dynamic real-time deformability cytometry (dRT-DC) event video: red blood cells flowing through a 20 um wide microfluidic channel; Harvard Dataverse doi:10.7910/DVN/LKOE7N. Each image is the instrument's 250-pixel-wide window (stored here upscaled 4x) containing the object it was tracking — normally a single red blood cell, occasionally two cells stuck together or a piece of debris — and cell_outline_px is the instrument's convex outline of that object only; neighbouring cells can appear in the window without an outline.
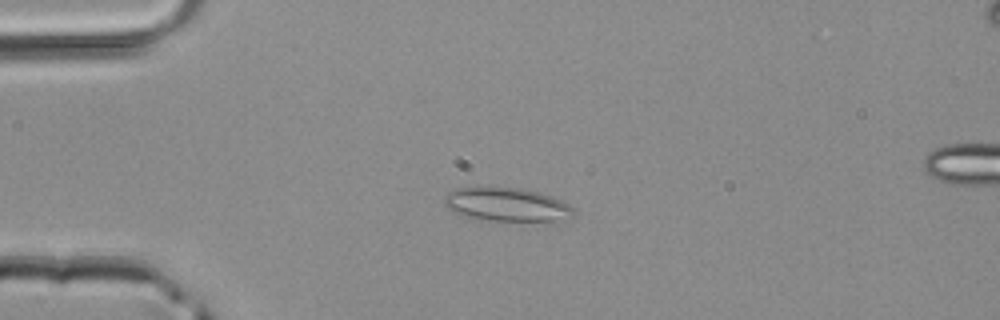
{"species": "common noctule bat (a hibernating species)", "species_latin": "Nyctalus noctula", "temperature_condition": "room temperature", "stored_images_in_passage": 34, "camera_frame_rate_fps": 3000, "um_per_image_px": 0.085, "animal": {"sex": "male", "body_mass_g": 20.4}, "frame": {"image": 1, "passage_image": 1, "time_ms": 0.0, "image_size_px": [1000, 320], "cell_outline_px": [[576, 212], [552, 220], [476, 220], [460, 216], [448, 208], [444, 204], [444, 196], [448, 192], [460, 188], [524, 188], [540, 192], [560, 200], [568, 204]], "centroid_in_image_um": [42.96, 17.38], "position_along_channel_um": 42.0, "area_um2": 24.8}}
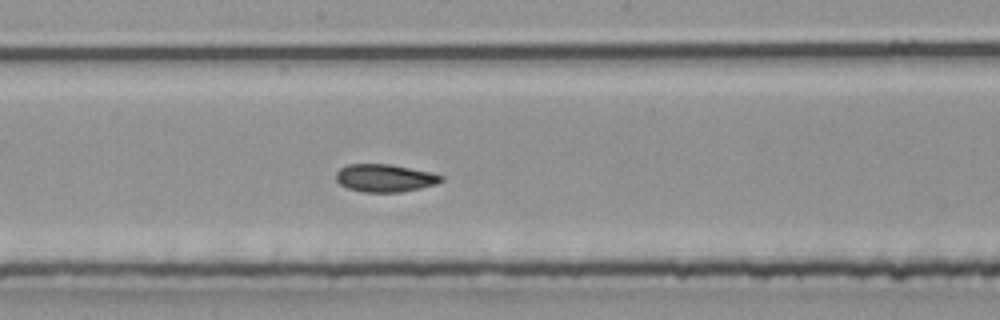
{"frame": {"image": 2, "passage_image": 14, "time_ms": 4.333, "image_size_px": [1000, 320], "cell_outline_px": [[444, 180], [436, 184], [420, 188], [400, 192], [364, 192], [348, 188], [340, 184], [336, 180], [336, 172], [340, 168], [348, 164], [392, 164], [432, 172], [444, 176]], "centroid_in_image_um": [32.73, 15.12], "position_along_channel_um": 215.5, "area_um2": 17.11}}
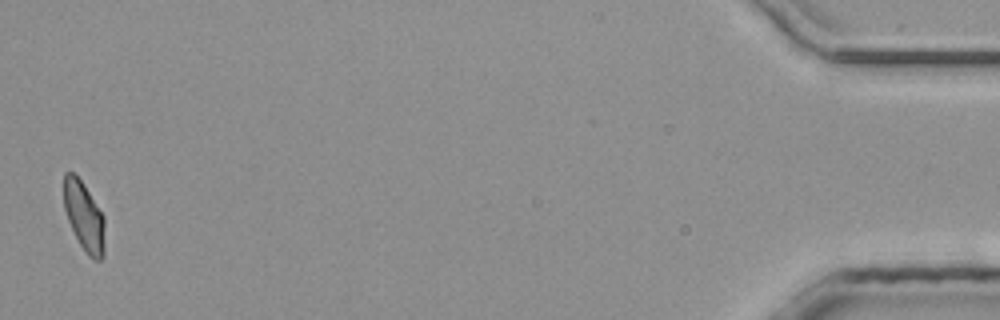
{"frame": {"image": 3, "passage_image": 34, "time_ms": 11.0, "image_size_px": [1000, 320], "cell_outline_px": [[104, 256], [100, 260], [92, 260], [88, 256], [80, 244], [68, 220], [64, 208], [64, 172], [72, 172], [84, 184], [104, 216]], "centroid_in_image_um": [7.16, 18.41], "position_along_channel_um": 428.0, "area_um2": 16.42}}